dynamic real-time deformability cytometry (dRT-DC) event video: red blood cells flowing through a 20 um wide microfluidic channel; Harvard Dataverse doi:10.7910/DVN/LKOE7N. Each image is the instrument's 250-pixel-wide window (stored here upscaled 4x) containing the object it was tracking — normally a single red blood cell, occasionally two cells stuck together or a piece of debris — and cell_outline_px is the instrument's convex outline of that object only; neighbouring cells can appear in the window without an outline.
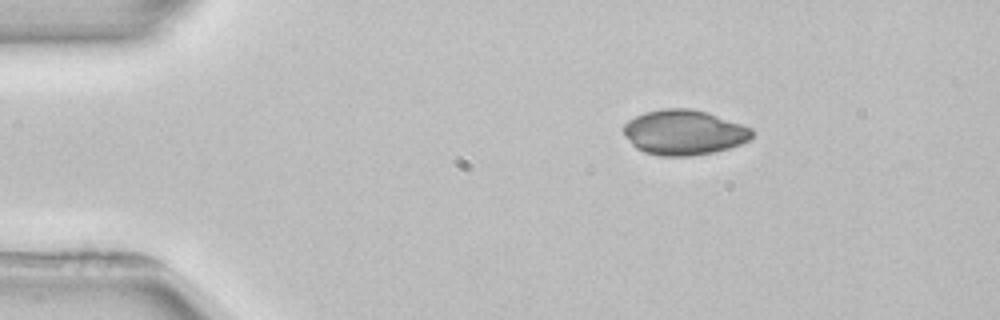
{"species": "common noctule bat (a hibernating species)", "species_latin": "Nyctalus noctula", "temperature_condition": "room temperature", "stored_images_in_passage": 3, "camera_frame_rate_fps": 3000, "um_per_image_px": 0.085, "animal": {"sex": "female", "body_mass_g": 22.7, "forearm_length_mm": 54.2}, "frame": {"image": 1, "passage_image": 1, "time_ms": 0.0, "image_size_px": [1000, 320], "cell_outline_px": [[752, 136], [748, 140], [740, 144], [728, 148], [712, 152], [692, 156], [660, 156], [644, 152], [636, 148], [624, 136], [624, 124], [628, 120], [644, 112], [664, 108], [692, 108], [708, 112], [752, 128]], "centroid_in_image_um": [58.11, 11.25], "position_along_channel_um": 26.9, "area_um2": 33.76}}